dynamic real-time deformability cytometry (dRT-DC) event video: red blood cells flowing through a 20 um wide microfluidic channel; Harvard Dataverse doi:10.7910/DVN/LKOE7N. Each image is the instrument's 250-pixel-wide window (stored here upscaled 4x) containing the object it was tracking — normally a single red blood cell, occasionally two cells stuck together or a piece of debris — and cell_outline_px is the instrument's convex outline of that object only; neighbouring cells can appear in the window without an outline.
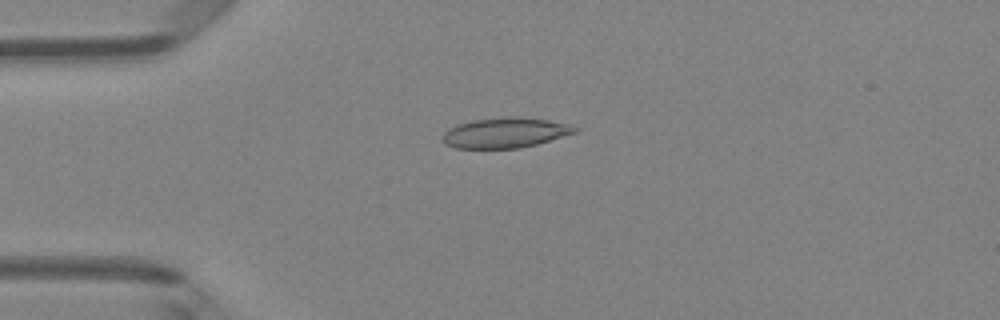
{"species": "Egyptian fruit bat (a non-hibernating species)", "species_latin": "Rousettus aegyptiacus", "temperature_condition": "room temperature", "stored_images_in_passage": 44, "camera_frame_rate_fps": 3000, "um_per_image_px": 0.085, "animal": {"sex": "female"}, "frame": {"image": 1, "passage_image": 7, "time_ms": 2.0, "image_size_px": [1000, 320], "cell_outline_px": [[580, 128], [576, 132], [536, 144], [520, 148], [456, 148], [444, 144], [444, 132], [448, 128], [456, 124], [472, 120], [504, 116], [516, 116], [548, 120], [572, 124]], "centroid_in_image_um": [42.95, 11.27], "position_along_channel_um": 42.1, "area_um2": 23.41}}
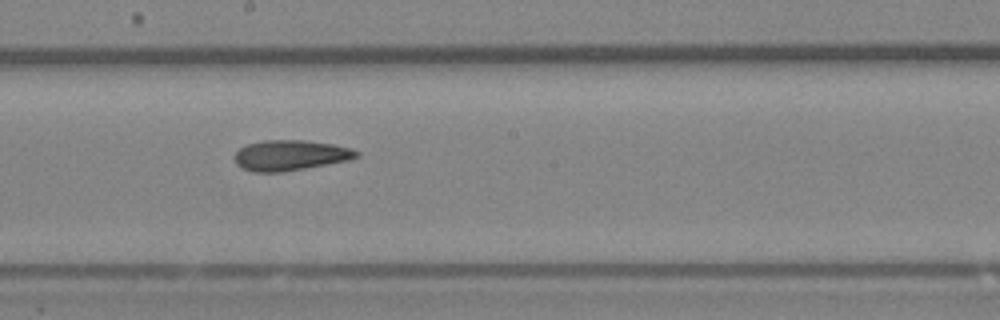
{"frame": {"image": 2, "passage_image": 22, "time_ms": 7.0, "image_size_px": [1000, 320], "cell_outline_px": [[360, 156], [348, 160], [284, 172], [252, 172], [236, 164], [236, 152], [240, 148], [248, 144], [264, 140], [304, 140], [332, 144], [352, 148], [360, 152]], "centroid_in_image_um": [24.71, 13.2], "position_along_channel_um": 223.5, "area_um2": 21.5}}
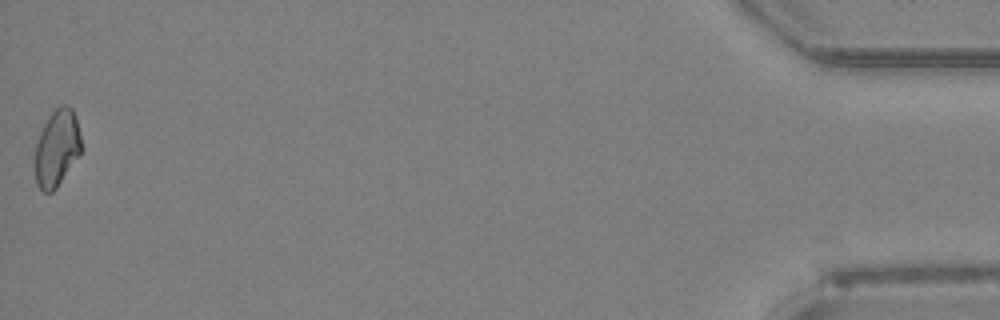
{"frame": {"image": 3, "passage_image": 44, "time_ms": 14.333, "image_size_px": [1000, 320], "cell_outline_px": [[80, 156], [56, 188], [52, 192], [44, 192], [36, 184], [36, 144], [40, 132], [48, 116], [60, 104], [68, 104], [72, 108], [76, 116], [80, 132]], "centroid_in_image_um": [4.86, 12.56], "position_along_channel_um": 430.3, "area_um2": 20.69}, "authors_computed_cell_mechanics": {"area_um2": 21.2993, "velocity_mm_per_s": 4.1224, "shape_relaxation_time_tau1_ms": null, "shape_relaxation_time_tau2_ms": 7.5381, "deformation_change_tau1": null, "deformation_change_tau2": 0.1536}}